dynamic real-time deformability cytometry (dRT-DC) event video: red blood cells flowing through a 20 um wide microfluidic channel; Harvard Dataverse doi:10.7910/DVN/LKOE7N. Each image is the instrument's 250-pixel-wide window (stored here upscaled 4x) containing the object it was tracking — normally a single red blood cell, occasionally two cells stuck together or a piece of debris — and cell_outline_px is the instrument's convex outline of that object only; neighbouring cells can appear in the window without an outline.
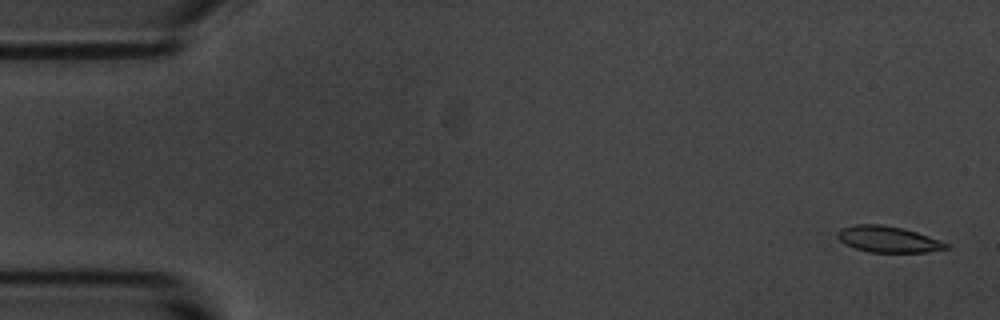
{"species": "common noctule bat (a hibernating species)", "species_latin": "Nyctalus noctula", "temperature_condition": "room temperature", "stored_images_in_passage": 6, "camera_frame_rate_fps": 3000, "um_per_image_px": 0.085, "animal": {"sex": "male", "body_mass_g": 20.1, "forearm_length_mm": 53.5}, "frame": {"image": 1, "passage_image": 1, "time_ms": 0.0, "image_size_px": [1000, 320], "cell_outline_px": [[948, 248], [924, 252], [868, 252], [844, 244], [836, 236], [836, 232], [840, 228], [856, 224], [880, 224], [904, 228], [940, 240], [948, 244]], "centroid_in_image_um": [75.43, 20.33], "position_along_channel_um": 9.6, "area_um2": 16.53}}
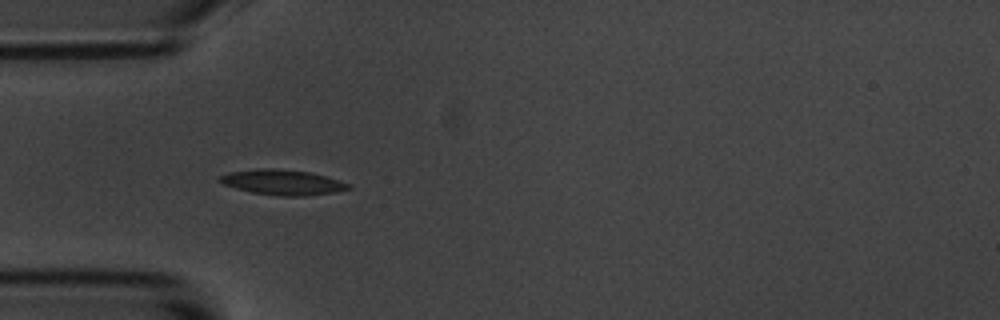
{"frame": {"image": 2, "passage_image": 5, "time_ms": 5.0, "image_size_px": [1000, 320], "cell_outline_px": [[352, 188], [332, 192], [304, 196], [276, 196], [252, 192], [236, 188], [224, 184], [220, 180], [220, 176], [228, 172], [256, 168], [276, 168], [312, 172], [328, 176], [340, 180], [348, 184]], "centroid_in_image_um": [24.03, 15.48], "position_along_channel_um": 61.0, "area_um2": 18.96}}